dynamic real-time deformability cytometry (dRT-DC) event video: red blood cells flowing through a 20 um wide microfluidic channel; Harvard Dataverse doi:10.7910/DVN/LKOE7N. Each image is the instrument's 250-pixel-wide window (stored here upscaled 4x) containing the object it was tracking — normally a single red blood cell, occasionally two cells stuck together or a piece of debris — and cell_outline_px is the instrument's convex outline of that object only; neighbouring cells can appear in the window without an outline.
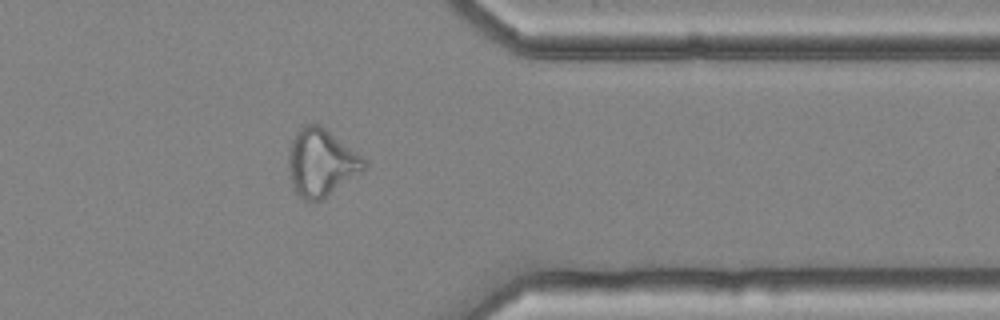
{"species": "common noctule bat (a hibernating species)", "species_latin": "Nyctalus noctula", "temperature_condition": "cold", "stored_images_in_passage": 53, "camera_frame_rate_fps": 3000, "um_per_image_px": 0.085, "animal": {"sex": "female", "body_mass_g": 25.1}, "frame": {"image": 1, "passage_image": 46, "time_ms": 15.0, "image_size_px": [1000, 320], "cell_outline_px": [[368, 164], [360, 172], [324, 200], [304, 200], [292, 188], [288, 168], [288, 148], [296, 132], [304, 124], [320, 124], [368, 160]], "centroid_in_image_um": [27.29, 13.82], "position_along_channel_um": 384.1, "area_um2": 29.88}}